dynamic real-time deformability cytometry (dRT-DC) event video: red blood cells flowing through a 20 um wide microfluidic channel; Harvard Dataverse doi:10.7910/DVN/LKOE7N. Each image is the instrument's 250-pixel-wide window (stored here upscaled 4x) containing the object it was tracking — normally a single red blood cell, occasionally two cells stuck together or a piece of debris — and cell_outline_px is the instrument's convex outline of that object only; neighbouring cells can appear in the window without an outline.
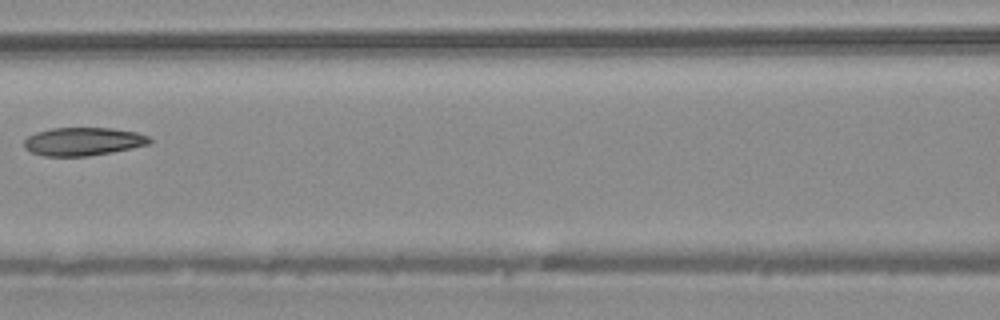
{"species": "common noctule bat (a hibernating species)", "species_latin": "Nyctalus noctula", "temperature_condition": "warm", "stored_images_in_passage": 6, "camera_frame_rate_fps": 3000, "um_per_image_px": 0.085, "animal": {"sex": "male", "body_mass_g": 20.4}, "frame": {"image": 1, "passage_image": 6, "time_ms": 1.667, "image_size_px": [1000, 320], "cell_outline_px": [[152, 140], [148, 144], [132, 148], [112, 152], [88, 156], [44, 156], [32, 152], [24, 148], [24, 140], [28, 136], [36, 132], [52, 128], [112, 128], [136, 132], [148, 136]], "centroid_in_image_um": [7.05, 12.02], "position_along_channel_um": 159.5, "area_um2": 20.58}}